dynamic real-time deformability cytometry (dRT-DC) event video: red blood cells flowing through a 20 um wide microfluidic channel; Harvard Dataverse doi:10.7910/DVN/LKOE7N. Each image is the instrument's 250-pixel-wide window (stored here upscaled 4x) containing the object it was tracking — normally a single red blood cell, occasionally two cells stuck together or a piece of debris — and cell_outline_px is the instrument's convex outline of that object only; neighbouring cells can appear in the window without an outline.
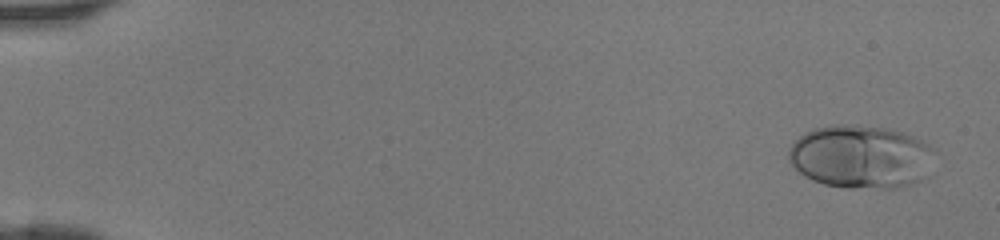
{"species": "human", "species_latin": "Homo sapiens", "temperature_condition": "room temperature", "stored_images_in_passage": 45, "camera_frame_rate_fps": 3000, "um_per_image_px": 0.085, "donor": {"sex": "female"}, "frame": {"image": 1, "passage_image": 1, "time_ms": 0.0, "image_size_px": [1000, 240], "cell_outline_px": [[936, 152], [920, 180], [896, 188], [848, 188], [824, 184], [812, 180], [800, 172], [792, 164], [788, 156], [788, 148], [800, 136], [812, 128], [840, 124], [856, 124], [888, 128], [904, 132], [924, 140], [936, 148]], "centroid_in_image_um": [73.18, 13.29], "position_along_channel_um": 11.8, "area_um2": 54.04}}
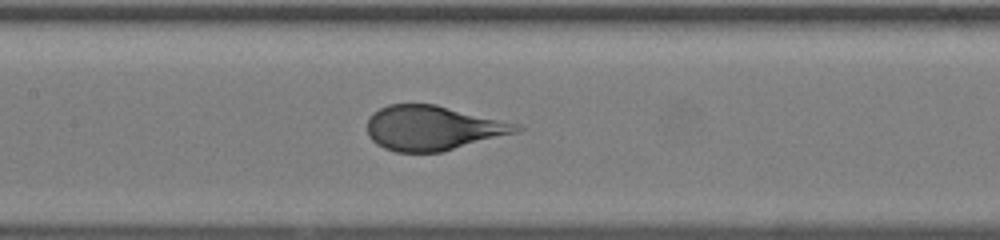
{"frame": {"image": 2, "passage_image": 22, "time_ms": 7.0, "image_size_px": [1000, 240], "cell_outline_px": [[528, 128], [520, 132], [440, 152], [396, 152], [384, 148], [376, 144], [368, 136], [368, 116], [372, 112], [388, 104], [436, 104], [520, 124]], "centroid_in_image_um": [36.82, 10.87], "position_along_channel_um": 170.6, "area_um2": 39.13}}
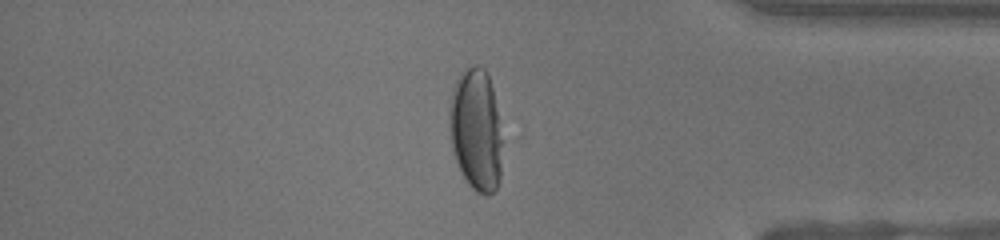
{"frame": {"image": 3, "passage_image": 38, "time_ms": 12.333, "image_size_px": [1000, 240], "cell_outline_px": [[500, 176], [496, 188], [488, 196], [476, 192], [468, 184], [460, 172], [452, 152], [448, 120], [448, 108], [452, 84], [460, 72], [464, 68], [472, 64], [476, 64], [484, 68], [488, 72], [492, 88], [496, 112], [500, 140]], "centroid_in_image_um": [40.38, 10.99], "position_along_channel_um": 394.8, "area_um2": 37.97}}